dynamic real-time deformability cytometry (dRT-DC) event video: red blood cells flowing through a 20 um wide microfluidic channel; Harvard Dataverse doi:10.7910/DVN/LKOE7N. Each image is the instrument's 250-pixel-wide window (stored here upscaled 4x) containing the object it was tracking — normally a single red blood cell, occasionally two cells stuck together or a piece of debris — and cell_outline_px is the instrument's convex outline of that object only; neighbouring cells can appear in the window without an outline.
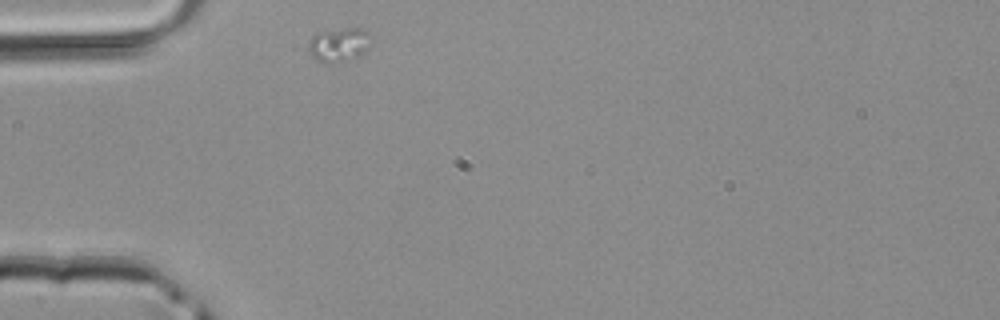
{"species": "common noctule bat (a hibernating species)", "species_latin": "Nyctalus noctula", "temperature_condition": "room temperature", "stored_images_in_passage": 1, "camera_frame_rate_fps": 3000, "um_per_image_px": 0.085, "animal": {"sex": "male", "body_mass_g": 20.4}, "frame": {"image": 1, "passage_image": 1, "time_ms": 0.0, "image_size_px": [1000, 320], "cell_outline_px": [[368, 48], [360, 56], [328, 64], [324, 64], [316, 60], [308, 52], [308, 40], [316, 32], [344, 28], [360, 28], [368, 32]], "centroid_in_image_um": [28.73, 3.8], "position_along_channel_um": 56.3, "area_um2": 12.43}}